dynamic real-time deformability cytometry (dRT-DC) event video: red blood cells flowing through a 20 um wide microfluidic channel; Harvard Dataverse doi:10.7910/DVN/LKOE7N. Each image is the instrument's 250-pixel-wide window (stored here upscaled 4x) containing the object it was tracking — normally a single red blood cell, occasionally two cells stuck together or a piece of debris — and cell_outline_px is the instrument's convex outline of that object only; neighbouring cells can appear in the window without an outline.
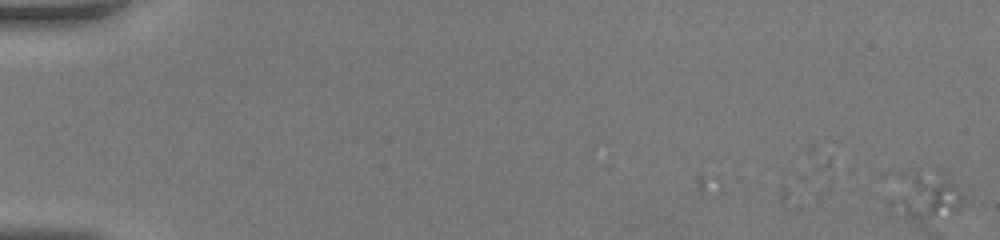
{"species": "human", "species_latin": "Homo sapiens", "temperature_condition": "room temperature", "stored_images_in_passage": 2, "camera_frame_rate_fps": 3000, "um_per_image_px": 0.085, "donor": {"sex": "female"}, "frame": {"image": 1, "passage_image": 2, "time_ms": 0.333, "image_size_px": [1000, 240], "cell_outline_px": [[960, 204], [956, 208], [924, 224], [920, 224], [900, 204], [880, 176], [880, 172], [916, 172], [944, 180], [952, 184], [960, 192]], "centroid_in_image_um": [78.4, 16.53], "position_along_channel_um": 6.6, "area_um2": 19.02}}